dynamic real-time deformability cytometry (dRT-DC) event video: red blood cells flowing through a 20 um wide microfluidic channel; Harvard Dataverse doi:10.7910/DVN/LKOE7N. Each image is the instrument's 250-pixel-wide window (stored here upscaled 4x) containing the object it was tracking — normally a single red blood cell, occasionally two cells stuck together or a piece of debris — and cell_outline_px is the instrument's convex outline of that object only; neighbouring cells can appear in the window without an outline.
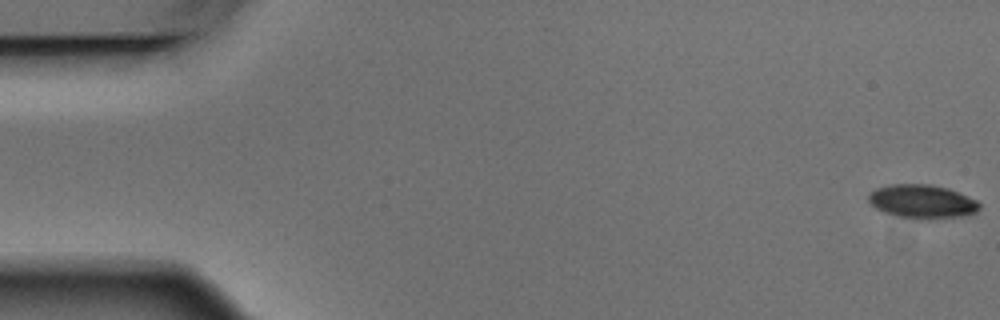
{"species": "Egyptian fruit bat (a non-hibernating species)", "species_latin": "Rousettus aegyptiacus", "temperature_condition": "warm", "stored_images_in_passage": 5, "camera_frame_rate_fps": 3000, "um_per_image_px": 0.085, "animal": {"sex": "male"}, "frame": {"image": 1, "passage_image": 1, "time_ms": 0.0, "image_size_px": [1000, 320], "cell_outline_px": [[980, 208], [976, 212], [960, 216], [896, 216], [884, 212], [876, 208], [868, 200], [868, 196], [876, 188], [892, 184], [932, 184], [948, 188], [976, 200], [980, 204]], "centroid_in_image_um": [78.36, 17.07], "position_along_channel_um": 6.6, "area_um2": 20.81}}
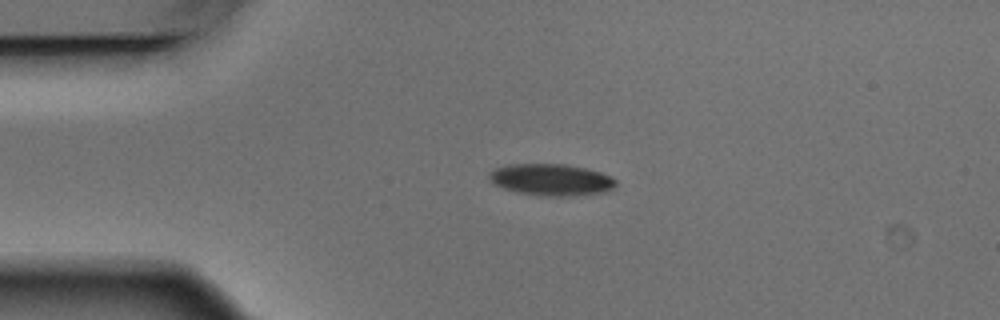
{"frame": {"image": 2, "passage_image": 4, "time_ms": 1.0, "image_size_px": [1000, 320], "cell_outline_px": [[616, 184], [612, 188], [604, 192], [564, 196], [540, 196], [520, 192], [504, 188], [492, 184], [488, 180], [488, 176], [496, 168], [508, 164], [564, 164], [584, 168], [600, 172], [612, 176], [616, 180]], "centroid_in_image_um": [46.84, 15.27], "position_along_channel_um": 38.2, "area_um2": 23.24}}